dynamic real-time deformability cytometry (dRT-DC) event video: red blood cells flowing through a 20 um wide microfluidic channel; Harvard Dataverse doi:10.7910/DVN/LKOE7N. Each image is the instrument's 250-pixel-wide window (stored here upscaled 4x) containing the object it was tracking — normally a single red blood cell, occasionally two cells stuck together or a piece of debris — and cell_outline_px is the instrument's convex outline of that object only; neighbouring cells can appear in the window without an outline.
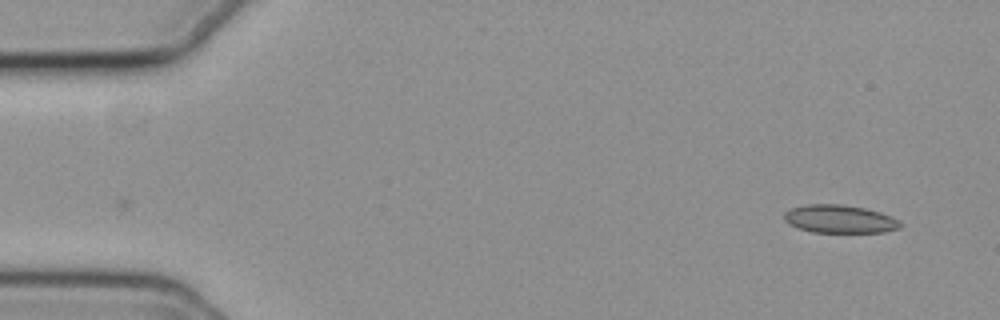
{"species": "common noctule bat (a hibernating species)", "species_latin": "Nyctalus noctula", "temperature_condition": "cold", "stored_images_in_passage": 53, "camera_frame_rate_fps": 3000, "um_per_image_px": 0.085, "animal": {"sex": "female", "body_mass_g": 19.3, "forearm_length_mm": 54.1}, "frame": {"image": 1, "passage_image": 1, "time_ms": 0.0, "image_size_px": [1000, 320], "cell_outline_px": [[904, 224], [900, 228], [884, 232], [812, 232], [788, 224], [784, 220], [784, 212], [792, 208], [804, 204], [840, 204], [864, 208], [880, 212], [892, 216], [900, 220]], "centroid_in_image_um": [71.4, 18.61], "position_along_channel_um": 13.6, "area_um2": 19.13}}
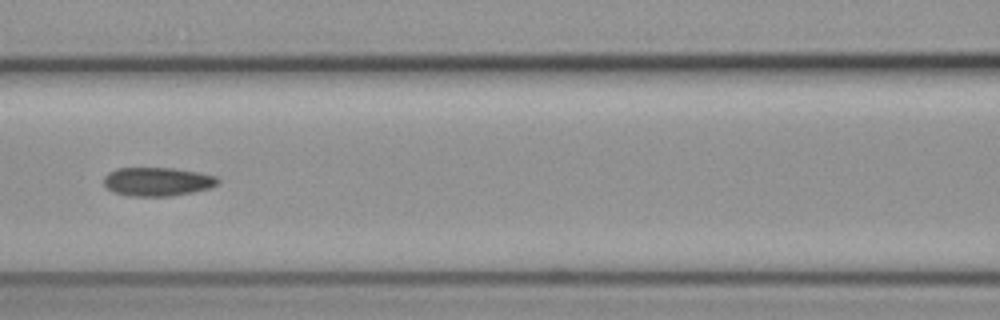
{"frame": {"image": 2, "passage_image": 22, "time_ms": 7.0, "image_size_px": [1000, 320], "cell_outline_px": [[220, 180], [216, 184], [208, 188], [192, 192], [172, 196], [128, 196], [112, 192], [104, 184], [104, 176], [108, 172], [116, 168], [172, 168], [200, 172], [216, 176]], "centroid_in_image_um": [13.35, 15.43], "position_along_channel_um": 153.2, "area_um2": 19.13}}
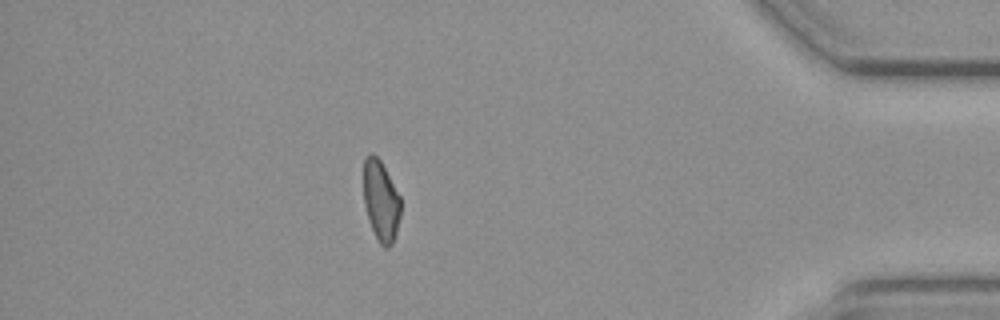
{"frame": {"image": 3, "passage_image": 46, "time_ms": 15.0, "image_size_px": [1000, 320], "cell_outline_px": [[400, 216], [396, 232], [392, 244], [388, 248], [384, 248], [380, 244], [372, 228], [364, 204], [364, 156], [372, 152], [380, 160], [400, 196]], "centroid_in_image_um": [32.37, 17.05], "position_along_channel_um": 402.8, "area_um2": 17.22}, "authors_computed_cell_mechanics": {"area_um2": 18.9584, "velocity_mm_per_s": 3.714, "shape_relaxation_time_tau1_ms": 7.3844, "shape_relaxation_time_tau2_ms": 5.9822, "deformation_change_tau1": 0.1358, "deformation_change_tau2": 0.1312}}